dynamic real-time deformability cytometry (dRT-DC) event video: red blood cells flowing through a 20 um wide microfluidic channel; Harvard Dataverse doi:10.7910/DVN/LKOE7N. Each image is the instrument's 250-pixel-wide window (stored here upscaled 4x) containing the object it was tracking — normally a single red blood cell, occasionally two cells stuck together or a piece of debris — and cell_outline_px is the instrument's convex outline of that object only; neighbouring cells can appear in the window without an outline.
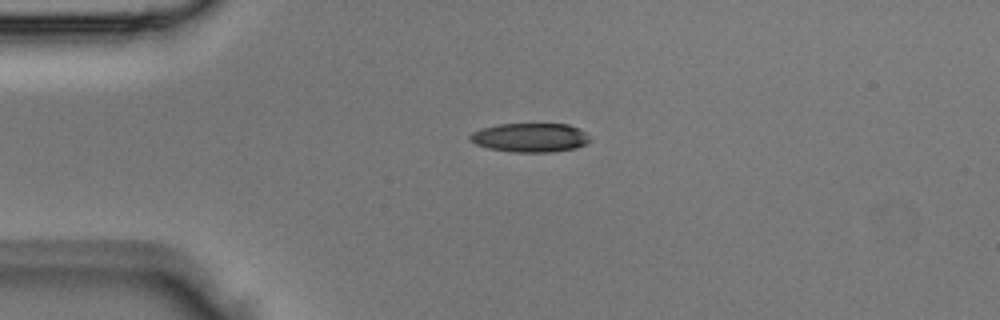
{"species": "Egyptian fruit bat (a non-hibernating species)", "species_latin": "Rousettus aegyptiacus", "temperature_condition": "room temperature", "stored_images_in_passage": 2, "camera_frame_rate_fps": 3000, "um_per_image_px": 0.085, "animal": {"sex": "male"}, "frame": {"image": 1, "passage_image": 2, "time_ms": 0.333, "image_size_px": [1000, 320], "cell_outline_px": [[592, 140], [576, 148], [552, 152], [512, 152], [488, 148], [476, 144], [468, 136], [472, 132], [480, 128], [500, 124], [568, 124], [580, 128]], "centroid_in_image_um": [45.07, 11.69], "position_along_channel_um": 39.9, "area_um2": 20.29}}